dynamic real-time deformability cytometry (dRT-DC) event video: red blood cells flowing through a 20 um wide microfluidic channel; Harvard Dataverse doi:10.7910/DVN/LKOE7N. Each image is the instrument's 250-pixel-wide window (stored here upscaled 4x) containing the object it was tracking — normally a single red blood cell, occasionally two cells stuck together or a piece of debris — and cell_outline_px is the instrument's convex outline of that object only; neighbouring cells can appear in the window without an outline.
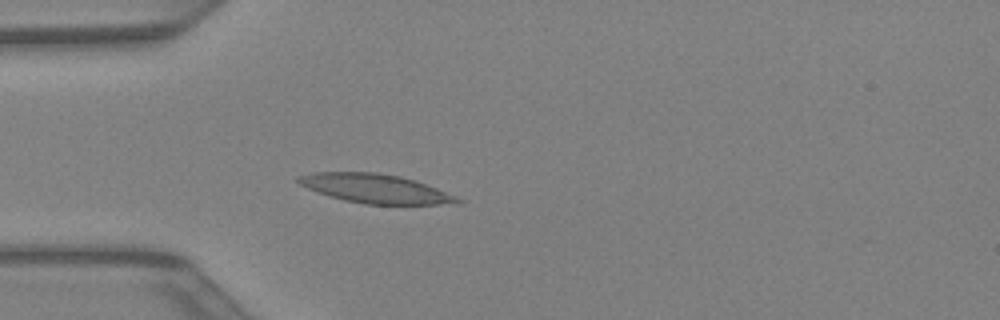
{"species": "Egyptian fruit bat (a non-hibernating species)", "species_latin": "Rousettus aegyptiacus", "temperature_condition": "warm", "stored_images_in_passage": 32, "camera_frame_rate_fps": 3000, "um_per_image_px": 0.085, "animal": {"sex": "female"}, "frame": {"image": 1, "passage_image": 1, "time_ms": 0.0, "image_size_px": [1000, 320], "cell_outline_px": [[464, 200], [436, 204], [364, 204], [344, 200], [328, 196], [316, 192], [300, 184], [296, 180], [296, 176], [316, 172], [376, 172], [400, 176], [436, 188]], "centroid_in_image_um": [31.78, 16.02], "position_along_channel_um": 53.2, "area_um2": 26.41}}
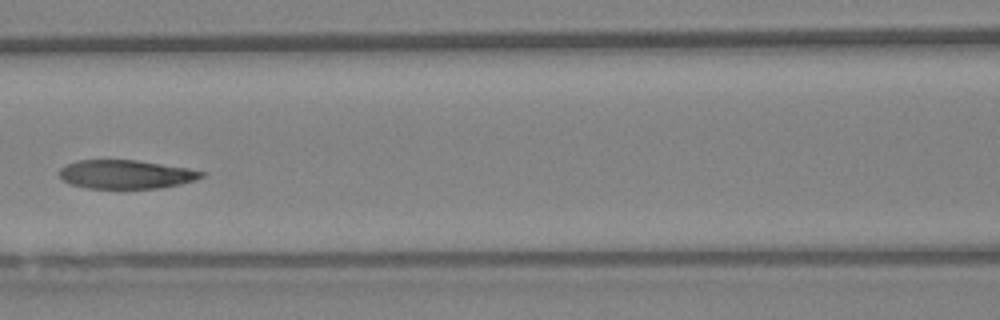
{"frame": {"image": 2, "passage_image": 8, "time_ms": 2.333, "image_size_px": [1000, 320], "cell_outline_px": [[204, 176], [196, 180], [180, 184], [160, 188], [88, 188], [68, 184], [60, 176], [60, 168], [76, 160], [136, 160], [188, 168], [204, 172]], "centroid_in_image_um": [10.7, 14.82], "position_along_channel_um": 155.9, "area_um2": 23.7}}
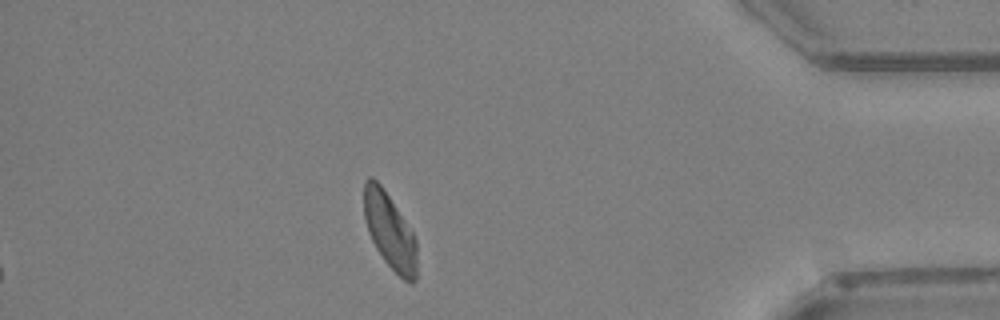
{"frame": {"image": 3, "passage_image": 26, "time_ms": 8.333, "image_size_px": [1000, 320], "cell_outline_px": [[416, 280], [412, 284], [404, 280], [384, 260], [376, 248], [368, 232], [364, 216], [364, 180], [368, 176], [372, 176], [380, 184], [412, 232], [416, 240]], "centroid_in_image_um": [33.11, 19.64], "position_along_channel_um": 402.1, "area_um2": 22.95}}